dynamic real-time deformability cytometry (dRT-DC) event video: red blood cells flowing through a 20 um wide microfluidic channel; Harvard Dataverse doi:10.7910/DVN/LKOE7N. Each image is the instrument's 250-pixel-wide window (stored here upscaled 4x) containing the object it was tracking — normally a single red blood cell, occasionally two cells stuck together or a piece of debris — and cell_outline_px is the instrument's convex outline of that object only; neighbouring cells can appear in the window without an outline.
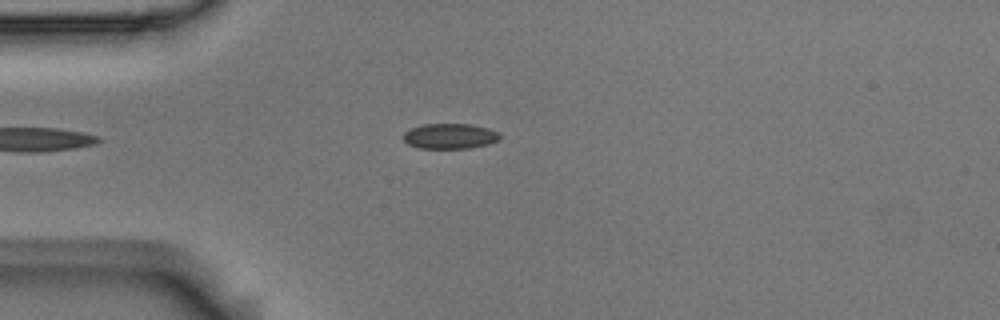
{"species": "Egyptian fruit bat (a non-hibernating species)", "species_latin": "Rousettus aegyptiacus", "temperature_condition": "room temperature", "stored_images_in_passage": 41, "camera_frame_rate_fps": 3000, "um_per_image_px": 0.085, "animal": {"sex": "male"}, "frame": {"image": 1, "passage_image": 1, "time_ms": 0.0, "image_size_px": [1000, 320], "cell_outline_px": [[500, 140], [488, 144], [468, 148], [420, 148], [408, 144], [404, 140], [404, 132], [412, 128], [424, 124], [468, 124], [488, 128], [496, 132], [500, 136]], "centroid_in_image_um": [38.24, 11.57], "position_along_channel_um": 46.8, "area_um2": 14.05}}
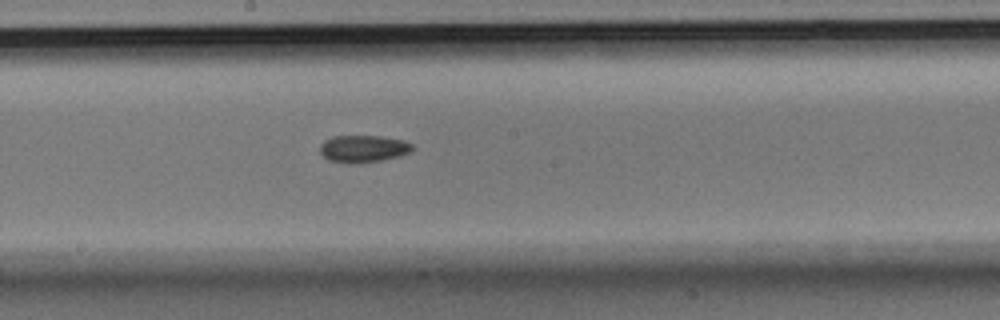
{"frame": {"image": 2, "passage_image": 16, "time_ms": 5.0, "image_size_px": [1000, 320], "cell_outline_px": [[416, 148], [400, 156], [380, 160], [352, 164], [328, 160], [320, 152], [320, 144], [324, 140], [332, 136], [380, 136], [404, 140], [412, 144]], "centroid_in_image_um": [30.87, 12.63], "position_along_channel_um": 217.3, "area_um2": 14.68}}
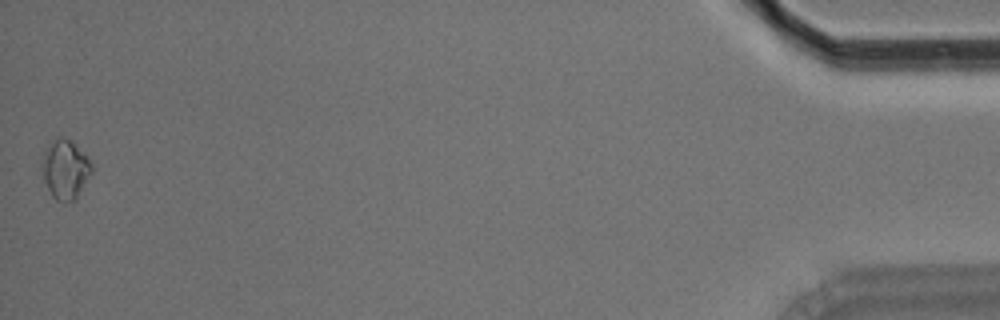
{"frame": {"image": 3, "passage_image": 41, "time_ms": 13.333, "image_size_px": [1000, 320], "cell_outline_px": [[92, 172], [76, 200], [56, 200], [52, 196], [44, 180], [40, 164], [44, 152], [56, 136], [60, 136], [68, 140], [92, 164]], "centroid_in_image_um": [5.51, 14.42], "position_along_channel_um": 429.7, "area_um2": 16.65}}